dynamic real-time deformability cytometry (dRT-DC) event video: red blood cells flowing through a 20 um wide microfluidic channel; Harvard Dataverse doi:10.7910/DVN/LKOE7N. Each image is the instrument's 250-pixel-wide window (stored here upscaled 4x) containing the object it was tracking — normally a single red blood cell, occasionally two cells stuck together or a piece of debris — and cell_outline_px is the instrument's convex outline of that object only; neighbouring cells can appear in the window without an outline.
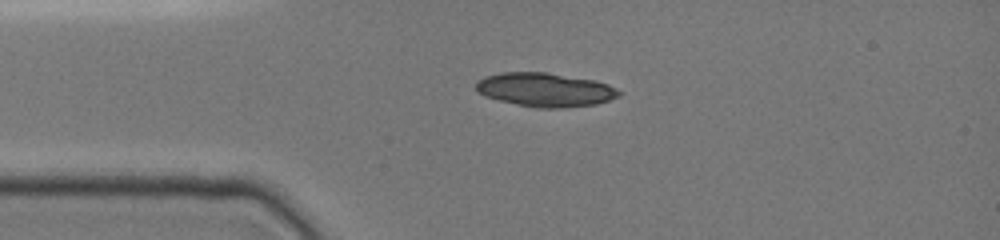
{"species": "common noctule bat (a hibernating species)", "species_latin": "Nyctalus noctula", "temperature_condition": "cold", "stored_images_in_passage": 15, "camera_frame_rate_fps": 3000, "um_per_image_px": 0.085, "animal": {"sex": "female", "body_mass_g": 19.0, "forearm_length_mm": 51.5}, "frame": {"image": 1, "passage_image": 1, "time_ms": 0.0, "image_size_px": [1000, 240], "cell_outline_px": [[620, 96], [596, 104], [564, 108], [536, 108], [516, 104], [484, 96], [476, 92], [476, 80], [484, 76], [500, 72], [548, 72], [596, 80], [608, 84], [616, 88], [620, 92]], "centroid_in_image_um": [46.31, 7.62], "position_along_channel_um": 38.7, "area_um2": 28.5}}
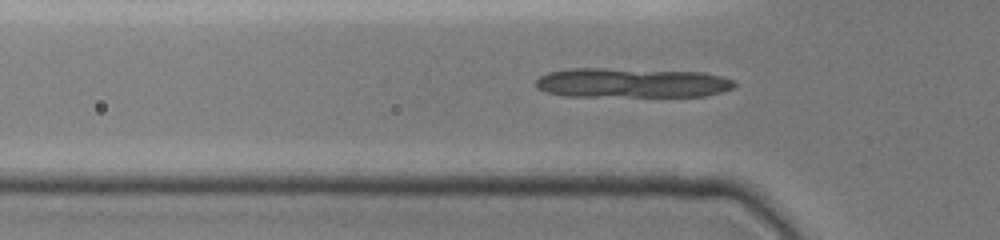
{"frame": {"image": 2, "passage_image": 8, "time_ms": 1.333, "image_size_px": [1000, 240], "cell_outline_px": [[736, 84], [732, 88], [720, 92], [704, 96], [564, 96], [544, 92], [536, 88], [536, 80], [540, 76], [548, 72], [568, 68], [604, 68], [704, 72], [736, 80]], "centroid_in_image_um": [53.66, 7.04], "position_along_channel_um": 72.1, "area_um2": 34.56}}
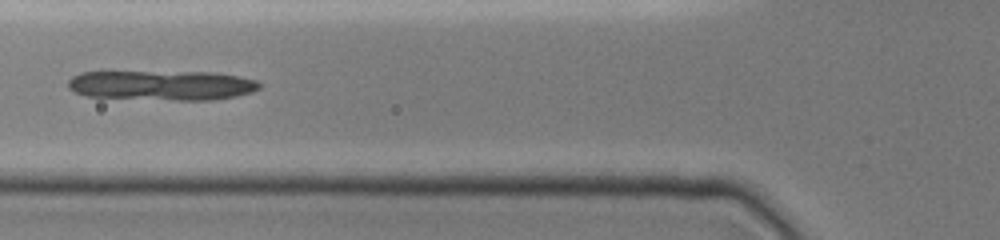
{"frame": {"image": 3, "passage_image": 14, "time_ms": 2.333, "image_size_px": [1000, 240], "cell_outline_px": [[260, 88], [252, 92], [236, 96], [212, 100], [176, 100], [88, 96], [76, 92], [68, 88], [68, 80], [72, 76], [80, 72], [216, 72], [240, 76], [256, 80], [260, 84]], "centroid_in_image_um": [13.79, 7.24], "position_along_channel_um": 112.0, "area_um2": 33.23}}